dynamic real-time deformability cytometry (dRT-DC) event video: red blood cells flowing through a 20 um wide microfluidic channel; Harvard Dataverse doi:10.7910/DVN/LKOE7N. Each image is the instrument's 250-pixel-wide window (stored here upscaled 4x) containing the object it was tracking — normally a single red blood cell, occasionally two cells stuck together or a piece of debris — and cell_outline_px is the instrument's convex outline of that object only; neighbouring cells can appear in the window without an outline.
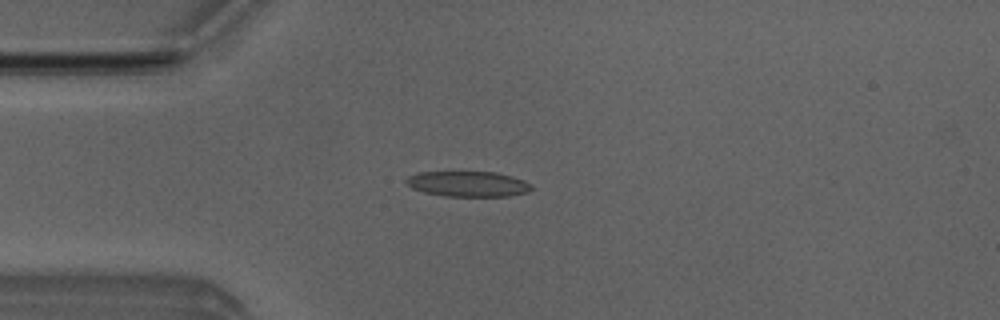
{"species": "Egyptian fruit bat (a non-hibernating species)", "species_latin": "Rousettus aegyptiacus", "temperature_condition": "room temperature", "stored_images_in_passage": 6, "camera_frame_rate_fps": 3000, "um_per_image_px": 0.085, "animal": {"sex": "male"}, "frame": {"image": 1, "passage_image": 4, "time_ms": 3.667, "image_size_px": [1000, 320], "cell_outline_px": [[532, 188], [528, 192], [512, 196], [444, 196], [424, 192], [412, 188], [404, 180], [408, 176], [416, 172], [496, 172], [512, 176], [524, 180], [532, 184]], "centroid_in_image_um": [39.79, 15.63], "position_along_channel_um": 45.2, "area_um2": 18.67}}